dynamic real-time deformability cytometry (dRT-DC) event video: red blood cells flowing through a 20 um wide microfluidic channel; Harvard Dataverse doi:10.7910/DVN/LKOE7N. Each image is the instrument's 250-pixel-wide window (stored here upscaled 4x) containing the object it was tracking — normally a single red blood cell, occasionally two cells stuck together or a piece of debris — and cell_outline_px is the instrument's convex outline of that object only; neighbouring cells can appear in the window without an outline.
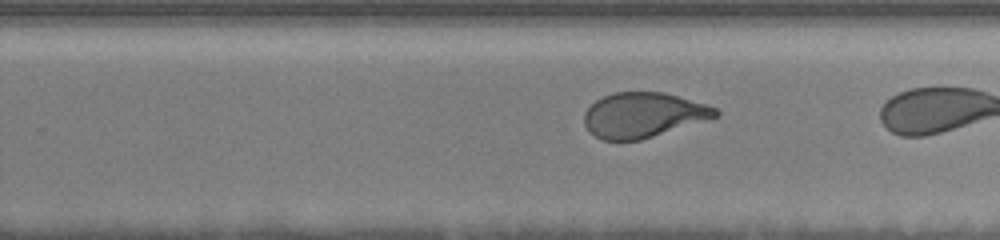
{"species": "human", "species_latin": "Homo sapiens", "temperature_condition": "room temperature", "stored_images_in_passage": 31, "camera_frame_rate_fps": 3000, "um_per_image_px": 0.085, "donor": {"sex": "female"}, "frame": {"image": 1, "passage_image": 28, "time_ms": 5.333, "image_size_px": [1000, 240], "cell_outline_px": [[720, 116], [640, 140], [604, 140], [588, 132], [584, 124], [584, 112], [596, 100], [604, 96], [616, 92], [664, 92], [708, 104], [716, 108], [720, 112]], "centroid_in_image_um": [54.69, 9.77], "position_along_channel_um": 275.1, "area_um2": 34.45}}